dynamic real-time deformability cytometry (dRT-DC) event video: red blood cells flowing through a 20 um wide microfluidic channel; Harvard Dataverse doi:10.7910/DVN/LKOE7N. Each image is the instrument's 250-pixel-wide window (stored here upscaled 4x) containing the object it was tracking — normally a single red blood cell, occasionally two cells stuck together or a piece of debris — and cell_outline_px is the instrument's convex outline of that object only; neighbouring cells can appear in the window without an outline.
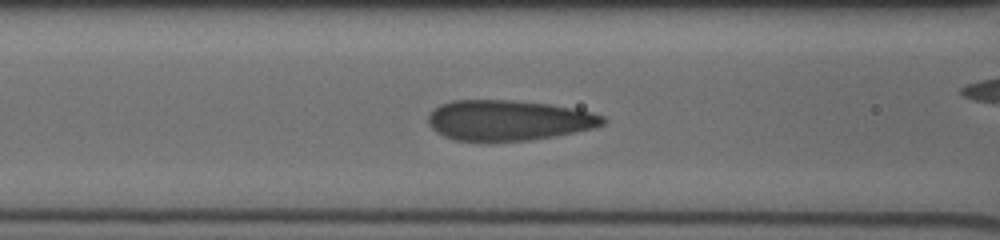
{"species": "human", "species_latin": "Homo sapiens", "temperature_condition": "cold", "stored_images_in_passage": 40, "camera_frame_rate_fps": 3000, "um_per_image_px": 0.085, "donor": {"sex": "male"}, "frame": {"image": 1, "passage_image": 17, "time_ms": 5.333, "image_size_px": [1000, 240], "cell_outline_px": [[608, 120], [604, 124], [596, 128], [556, 136], [528, 140], [456, 140], [444, 136], [436, 132], [428, 124], [428, 116], [440, 104], [452, 100], [512, 100], [548, 104], [572, 108], [592, 112], [604, 116]], "centroid_in_image_um": [43.26, 10.22], "position_along_channel_um": 123.3, "area_um2": 40.98}}
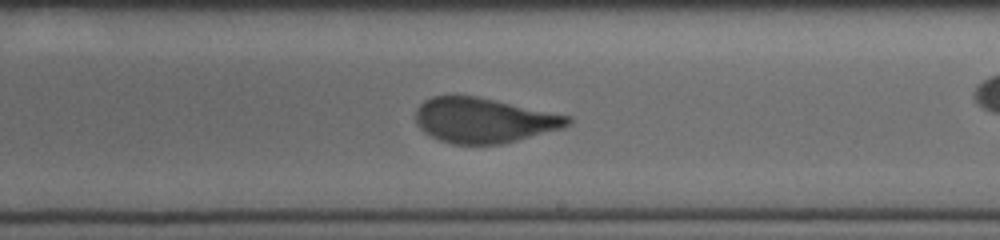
{"frame": {"image": 2, "passage_image": 26, "time_ms": 8.333, "image_size_px": [1000, 240], "cell_outline_px": [[572, 124], [564, 128], [504, 144], [452, 144], [440, 140], [424, 132], [416, 124], [416, 108], [424, 100], [432, 96], [476, 96], [572, 116]], "centroid_in_image_um": [41.16, 10.23], "position_along_channel_um": 247.8, "area_um2": 40.06}}
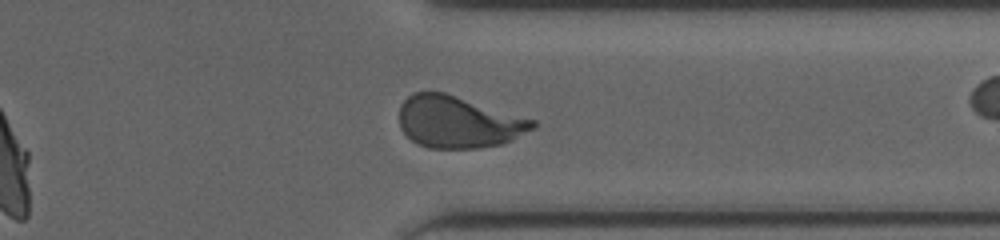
{"frame": {"image": 3, "passage_image": 35, "time_ms": 11.333, "image_size_px": [1000, 240], "cell_outline_px": [[536, 128], [500, 144], [480, 148], [428, 148], [412, 140], [400, 128], [400, 104], [412, 92], [444, 92], [536, 120]], "centroid_in_image_um": [38.95, 10.36], "position_along_channel_um": 372.4, "area_um2": 40.11}}